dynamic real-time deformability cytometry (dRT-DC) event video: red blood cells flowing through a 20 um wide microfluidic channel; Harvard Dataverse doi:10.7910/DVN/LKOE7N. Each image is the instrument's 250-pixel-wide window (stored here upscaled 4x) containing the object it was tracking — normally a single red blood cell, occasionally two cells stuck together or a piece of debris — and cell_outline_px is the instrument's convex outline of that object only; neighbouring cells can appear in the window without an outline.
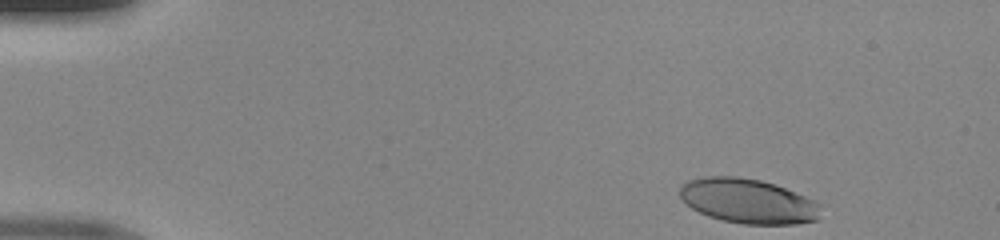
{"species": "human", "species_latin": "Homo sapiens", "temperature_condition": "room temperature", "stored_images_in_passage": 44, "camera_frame_rate_fps": 3000, "um_per_image_px": 0.085, "donor": {"sex": "male"}, "frame": {"image": 1, "passage_image": 1, "time_ms": 0.0, "image_size_px": [1000, 240], "cell_outline_px": [[820, 220], [796, 224], [744, 224], [720, 220], [708, 216], [692, 208], [680, 196], [680, 188], [688, 180], [708, 176], [736, 176], [760, 180], [776, 184], [804, 196], [820, 204]], "centroid_in_image_um": [63.61, 17.1], "position_along_channel_um": 21.4, "area_um2": 36.65}}
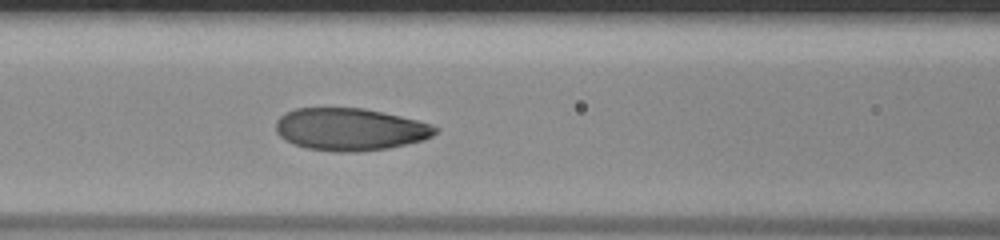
{"frame": {"image": 2, "passage_image": 17, "time_ms": 5.333, "image_size_px": [1000, 240], "cell_outline_px": [[440, 128], [432, 136], [424, 140], [388, 148], [360, 152], [332, 152], [308, 148], [284, 140], [276, 132], [276, 120], [284, 112], [296, 108], [364, 108], [400, 116], [432, 124]], "centroid_in_image_um": [29.75, 10.99], "position_along_channel_um": 136.8, "area_um2": 39.54}}
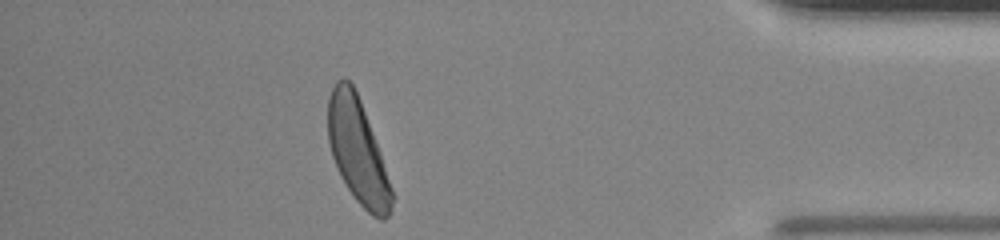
{"frame": {"image": 3, "passage_image": 39, "time_ms": 12.667, "image_size_px": [1000, 240], "cell_outline_px": [[392, 208], [388, 216], [384, 220], [380, 220], [372, 216], [356, 200], [340, 176], [332, 156], [328, 140], [328, 96], [336, 80], [344, 76], [352, 84], [360, 100], [380, 152], [392, 188]], "centroid_in_image_um": [30.38, 12.83], "position_along_channel_um": 404.8, "area_um2": 38.55}}